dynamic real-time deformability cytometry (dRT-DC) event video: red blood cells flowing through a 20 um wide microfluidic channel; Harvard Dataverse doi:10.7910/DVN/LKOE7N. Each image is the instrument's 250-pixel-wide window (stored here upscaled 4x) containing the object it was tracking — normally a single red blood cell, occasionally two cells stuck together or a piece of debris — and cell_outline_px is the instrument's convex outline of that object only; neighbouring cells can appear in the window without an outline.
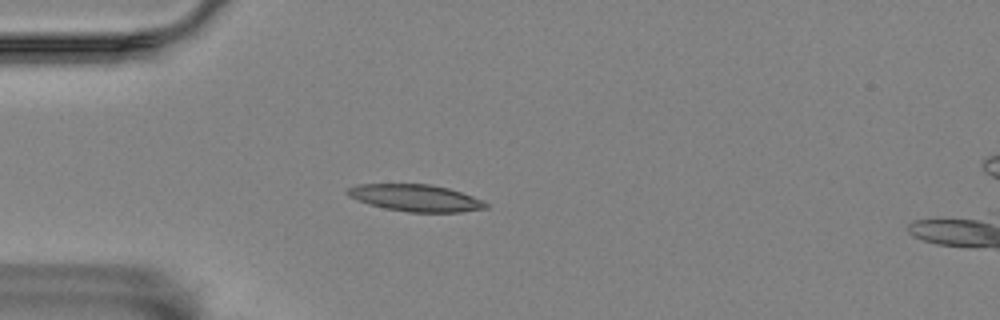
{"species": "Egyptian fruit bat (a non-hibernating species)", "species_latin": "Rousettus aegyptiacus", "temperature_condition": "room temperature", "stored_images_in_passage": 39, "camera_frame_rate_fps": 3000, "um_per_image_px": 0.085, "animal": {"sex": "female"}, "frame": {"image": 1, "passage_image": 9, "time_ms": 2.667, "image_size_px": [1000, 320], "cell_outline_px": [[488, 208], [460, 212], [408, 212], [384, 208], [368, 204], [348, 196], [344, 192], [348, 188], [356, 184], [428, 184], [448, 188], [472, 196], [488, 204]], "centroid_in_image_um": [35.28, 16.82], "position_along_channel_um": 49.7, "area_um2": 21.62}}
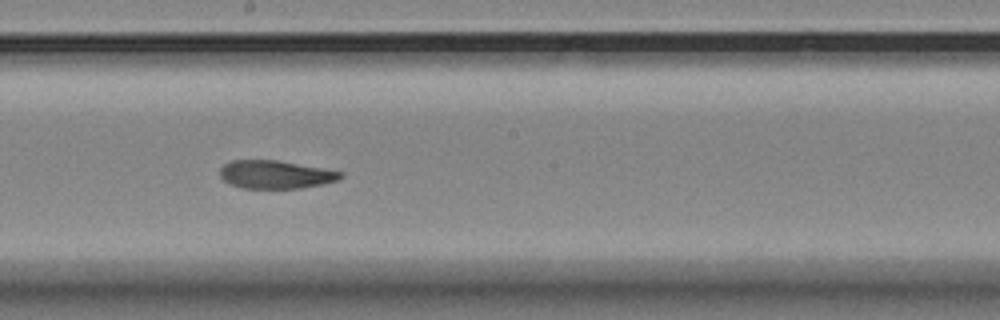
{"frame": {"image": 2, "passage_image": 25, "time_ms": 8.0, "image_size_px": [1000, 320], "cell_outline_px": [[344, 176], [340, 180], [300, 188], [240, 188], [224, 180], [220, 176], [220, 168], [224, 164], [232, 160], [276, 160], [344, 172]], "centroid_in_image_um": [23.42, 14.83], "position_along_channel_um": 224.8, "area_um2": 19.65}}
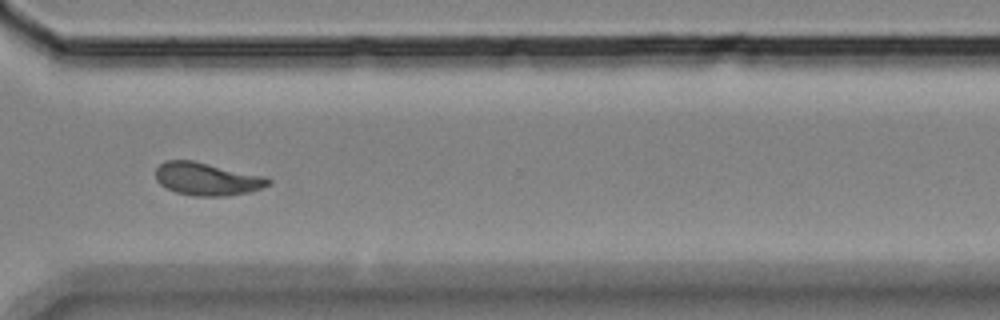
{"frame": {"image": 3, "passage_image": 36, "time_ms": 11.667, "image_size_px": [1000, 320], "cell_outline_px": [[272, 184], [252, 192], [228, 196], [196, 196], [176, 192], [160, 184], [156, 180], [156, 168], [164, 160], [192, 160], [268, 176], [272, 180]], "centroid_in_image_um": [17.67, 15.21], "position_along_channel_um": 352.9, "area_um2": 21.91}, "authors_computed_cell_mechanics": {"area_um2": 21.0392, "velocity_mm_per_s": 3.4943, "shape_relaxation_time_tau1_ms": null, "shape_relaxation_time_tau2_ms": 2.6063, "deformation_change_tau1": null, "deformation_change_tau2": 0.0879}}